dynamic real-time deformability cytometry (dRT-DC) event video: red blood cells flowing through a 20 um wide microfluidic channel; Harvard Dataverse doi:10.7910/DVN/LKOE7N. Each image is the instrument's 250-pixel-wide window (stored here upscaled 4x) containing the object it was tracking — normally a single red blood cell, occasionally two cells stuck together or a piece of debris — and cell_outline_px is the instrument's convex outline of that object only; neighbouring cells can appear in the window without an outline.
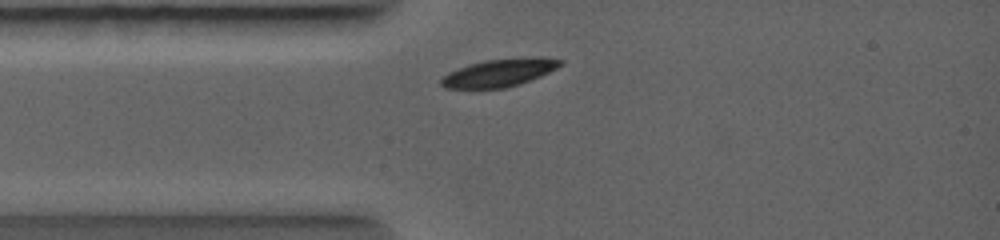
{"species": "common noctule bat (a hibernating species)", "species_latin": "Nyctalus noctula", "temperature_condition": "warm", "stored_images_in_passage": 24, "camera_frame_rate_fps": 5000, "um_per_image_px": 0.085, "animal": {"sex": "female", "body_mass_g": 19.0, "forearm_length_mm": 56.7}, "frame": {"image": 1, "passage_image": 3, "time_ms": 0.4, "image_size_px": [1000, 240], "cell_outline_px": [[564, 64], [540, 76], [504, 88], [444, 88], [440, 84], [440, 80], [448, 72], [468, 64], [484, 60], [540, 56], [564, 60]], "centroid_in_image_um": [42.44, 6.16], "position_along_channel_um": 42.6, "area_um2": 19.19}}
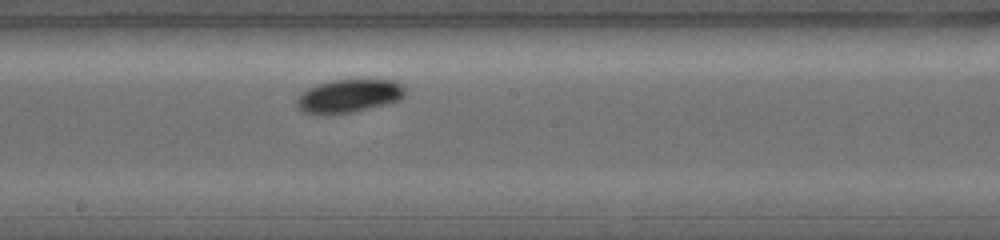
{"frame": {"image": 2, "passage_image": 17, "time_ms": 3.4, "image_size_px": [1000, 240], "cell_outline_px": [[404, 96], [400, 100], [352, 112], [332, 116], [316, 116], [304, 112], [296, 104], [296, 100], [308, 88], [320, 84], [336, 80], [396, 80], [404, 88]], "centroid_in_image_um": [29.63, 8.19], "position_along_channel_um": 218.6, "area_um2": 20.98}}
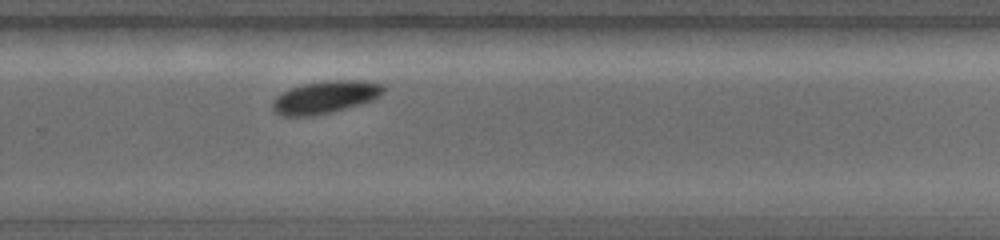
{"frame": {"image": 3, "passage_image": 24, "time_ms": 4.8, "image_size_px": [1000, 240], "cell_outline_px": [[388, 88], [380, 96], [372, 100], [360, 104], [332, 112], [312, 116], [280, 116], [272, 112], [272, 100], [276, 96], [292, 88], [304, 84], [328, 80], [364, 80], [384, 84]], "centroid_in_image_um": [27.67, 8.26], "position_along_channel_um": 302.1, "area_um2": 21.27}}